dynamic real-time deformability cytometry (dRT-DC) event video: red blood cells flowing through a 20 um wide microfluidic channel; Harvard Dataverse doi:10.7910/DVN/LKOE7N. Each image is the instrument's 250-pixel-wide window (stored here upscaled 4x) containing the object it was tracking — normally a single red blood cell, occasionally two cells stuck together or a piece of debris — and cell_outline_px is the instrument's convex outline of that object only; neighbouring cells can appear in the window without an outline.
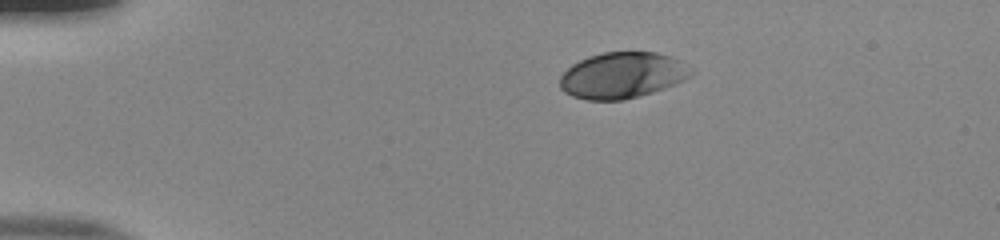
{"species": "human", "species_latin": "Homo sapiens", "temperature_condition": "room temperature", "stored_images_in_passage": 43, "camera_frame_rate_fps": 3000, "um_per_image_px": 0.085, "donor": {"sex": "male"}, "frame": {"image": 1, "passage_image": 1, "time_ms": 0.0, "image_size_px": [1000, 240], "cell_outline_px": [[696, 72], [692, 76], [684, 80], [664, 88], [652, 92], [624, 100], [588, 100], [572, 96], [564, 92], [560, 88], [560, 76], [572, 64], [588, 56], [604, 52], [656, 52], [668, 56], [688, 64], [696, 68]], "centroid_in_image_um": [52.93, 6.4], "position_along_channel_um": 32.1, "area_um2": 35.43}}
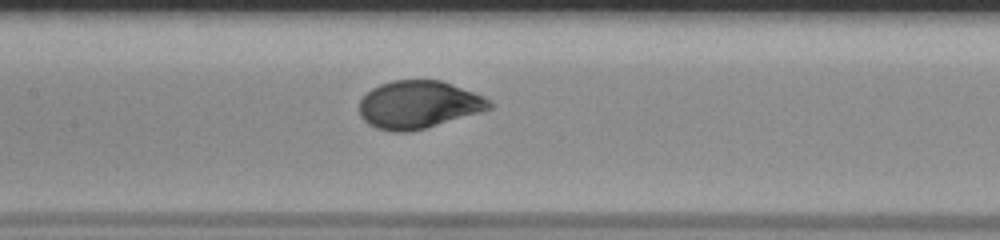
{"frame": {"image": 2, "passage_image": 17, "time_ms": 5.333, "image_size_px": [1000, 240], "cell_outline_px": [[492, 108], [480, 112], [424, 128], [408, 132], [392, 132], [376, 128], [368, 124], [360, 116], [360, 100], [372, 88], [380, 84], [392, 80], [440, 80], [484, 96], [492, 104]], "centroid_in_image_um": [35.55, 8.89], "position_along_channel_um": 171.9, "area_um2": 35.89}}
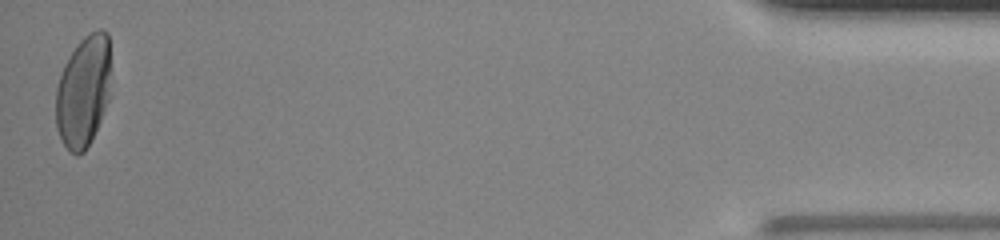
{"frame": {"image": 3, "passage_image": 43, "time_ms": 14.0, "image_size_px": [1000, 240], "cell_outline_px": [[108, 100], [92, 140], [84, 152], [76, 156], [68, 152], [60, 140], [56, 128], [56, 88], [64, 64], [68, 56], [80, 40], [88, 32], [100, 28], [108, 32]], "centroid_in_image_um": [7.04, 7.8], "position_along_channel_um": 428.2, "area_um2": 35.72}, "authors_computed_cell_mechanics": {"area_um2": 35.8938, "velocity_mm_per_s": 3.8951, "shape_relaxation_time_tau1_ms": 3.1085, "shape_relaxation_time_tau2_ms": null, "deformation_change_tau1": 0.1775, "deformation_change_tau2": null}}